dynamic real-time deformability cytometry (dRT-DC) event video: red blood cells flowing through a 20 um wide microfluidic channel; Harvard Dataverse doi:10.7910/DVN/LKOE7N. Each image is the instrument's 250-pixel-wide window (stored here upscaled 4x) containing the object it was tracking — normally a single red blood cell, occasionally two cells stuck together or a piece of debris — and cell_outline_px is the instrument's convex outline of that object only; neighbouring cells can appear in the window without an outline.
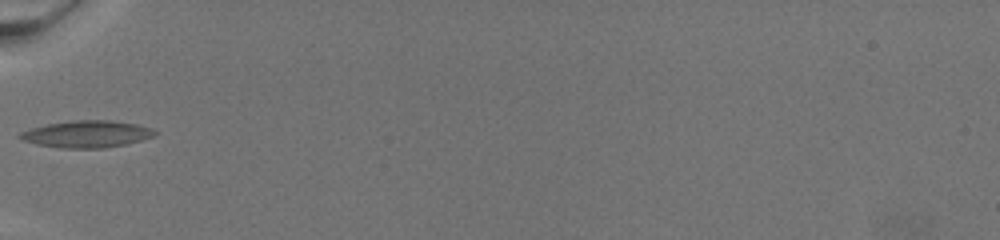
{"species": "common noctule bat (a hibernating species)", "species_latin": "Nyctalus noctula", "temperature_condition": "warm", "stored_images_in_passage": 44, "camera_frame_rate_fps": 3000, "um_per_image_px": 0.085, "animal": {"sex": "female", "body_mass_g": 19.5, "forearm_length_mm": 54.1}, "frame": {"image": 1, "passage_image": 1, "time_ms": 0.0, "image_size_px": [1000, 240], "cell_outline_px": [[156, 136], [124, 144], [104, 148], [60, 148], [36, 144], [24, 140], [20, 136], [20, 132], [32, 128], [48, 124], [72, 120], [112, 120], [136, 124], [152, 128], [156, 132]], "centroid_in_image_um": [7.41, 11.39], "position_along_channel_um": 77.6, "area_um2": 20.98}}
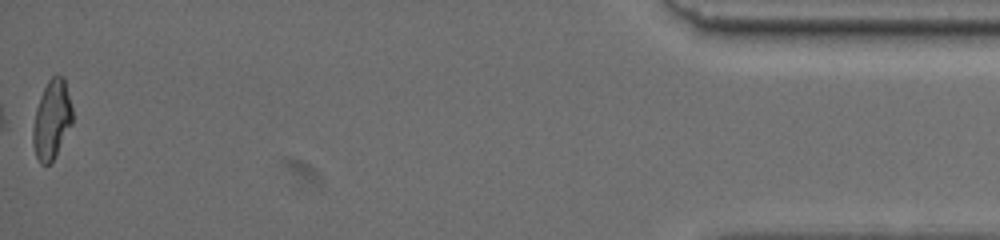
{"frame": {"image": 2, "passage_image": 44, "time_ms": 14.333, "image_size_px": [1000, 240], "cell_outline_px": [[72, 124], [52, 160], [48, 164], [40, 164], [36, 156], [32, 144], [32, 128], [36, 108], [40, 96], [48, 80], [52, 76], [64, 76], [72, 108]], "centroid_in_image_um": [4.38, 10.15], "position_along_channel_um": 430.8, "area_um2": 18.03}}